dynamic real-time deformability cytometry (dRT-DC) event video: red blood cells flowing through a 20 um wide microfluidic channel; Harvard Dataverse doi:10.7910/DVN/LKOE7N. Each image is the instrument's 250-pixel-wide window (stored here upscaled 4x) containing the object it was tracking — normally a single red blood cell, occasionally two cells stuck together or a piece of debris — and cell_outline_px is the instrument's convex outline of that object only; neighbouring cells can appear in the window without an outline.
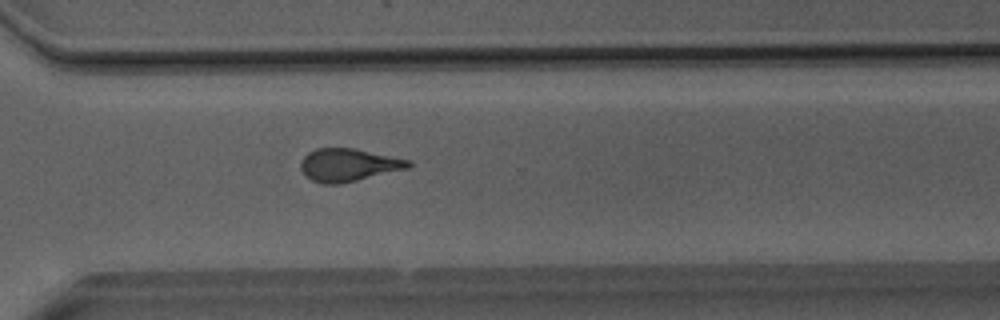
{"species": "Egyptian fruit bat (a non-hibernating species)", "species_latin": "Rousettus aegyptiacus", "temperature_condition": "room temperature", "stored_images_in_passage": 35, "camera_frame_rate_fps": 3000, "um_per_image_px": 0.085, "animal": {"sex": "male"}, "frame": {"image": 1, "passage_image": 30, "time_ms": 9.667, "image_size_px": [1000, 320], "cell_outline_px": [[412, 164], [408, 168], [340, 184], [320, 184], [312, 180], [300, 168], [300, 160], [308, 152], [316, 148], [356, 148], [412, 160]], "centroid_in_image_um": [29.62, 14.01], "position_along_channel_um": 341.0, "area_um2": 20.69}}